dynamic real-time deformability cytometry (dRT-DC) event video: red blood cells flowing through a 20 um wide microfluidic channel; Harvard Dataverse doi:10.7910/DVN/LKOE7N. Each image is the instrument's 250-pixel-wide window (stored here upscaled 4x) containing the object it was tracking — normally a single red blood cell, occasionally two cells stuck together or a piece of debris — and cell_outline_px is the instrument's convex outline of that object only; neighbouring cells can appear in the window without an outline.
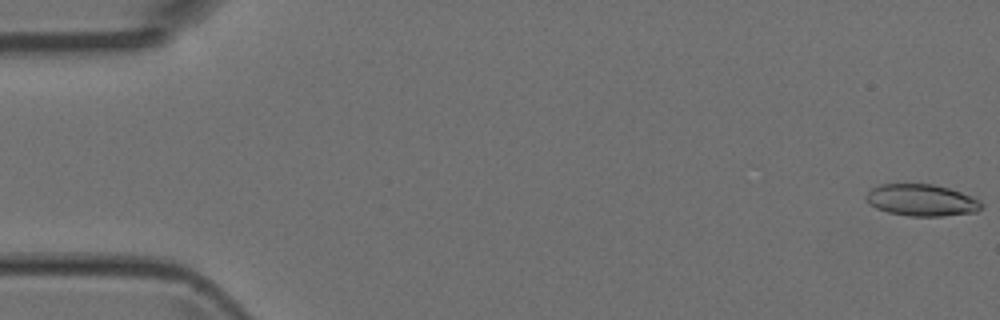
{"species": "Egyptian fruit bat (a non-hibernating species)", "species_latin": "Rousettus aegyptiacus", "temperature_condition": "room temperature", "stored_images_in_passage": 6, "camera_frame_rate_fps": 3000, "um_per_image_px": 0.085, "animal": {"sex": "female"}, "frame": {"image": 1, "passage_image": 1, "time_ms": 0.0, "image_size_px": [1000, 320], "cell_outline_px": [[984, 204], [976, 212], [944, 216], [908, 216], [888, 212], [876, 208], [868, 204], [864, 196], [872, 188], [880, 184], [932, 184], [948, 188], [960, 192], [980, 200]], "centroid_in_image_um": [78.31, 17.02], "position_along_channel_um": 6.7, "area_um2": 21.39}}
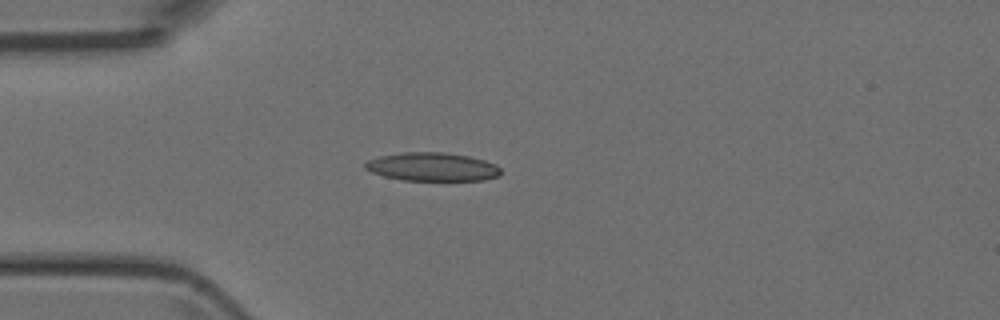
{"frame": {"image": 2, "passage_image": 4, "time_ms": 4.333, "image_size_px": [1000, 320], "cell_outline_px": [[500, 176], [484, 180], [404, 180], [384, 176], [372, 172], [364, 168], [364, 164], [368, 160], [380, 156], [400, 152], [444, 152], [468, 156], [484, 160], [496, 164], [500, 168]], "centroid_in_image_um": [36.75, 14.17], "position_along_channel_um": 48.3, "area_um2": 22.48}}